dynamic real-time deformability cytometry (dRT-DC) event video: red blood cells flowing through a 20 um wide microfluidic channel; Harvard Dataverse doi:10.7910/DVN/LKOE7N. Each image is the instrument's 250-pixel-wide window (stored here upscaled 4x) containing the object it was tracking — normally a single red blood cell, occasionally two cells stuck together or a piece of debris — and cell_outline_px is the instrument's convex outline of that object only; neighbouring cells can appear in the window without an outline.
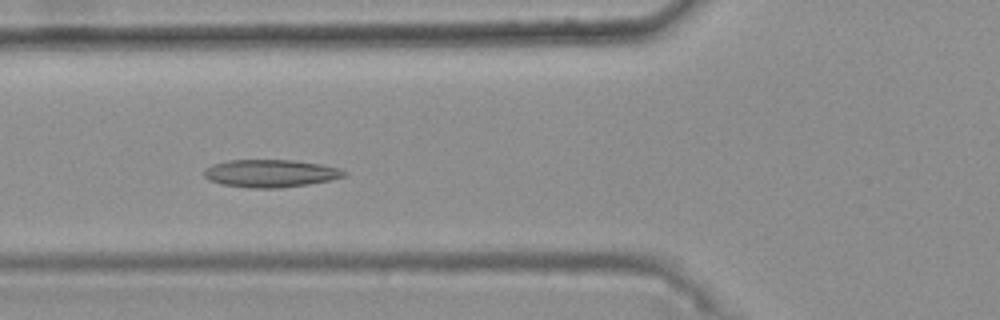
{"species": "common noctule bat (a hibernating species)", "species_latin": "Nyctalus noctula", "temperature_condition": "warm", "stored_images_in_passage": 47, "camera_frame_rate_fps": 3000, "um_per_image_px": 0.085, "animal": {"sex": "female", "body_mass_g": 25.1}, "frame": {"image": 1, "passage_image": 21, "time_ms": 6.667, "image_size_px": [1000, 320], "cell_outline_px": [[348, 176], [308, 184], [280, 188], [248, 188], [220, 184], [208, 180], [204, 176], [204, 168], [212, 164], [228, 160], [292, 160], [320, 164], [340, 168], [348, 172]], "centroid_in_image_um": [22.98, 14.74], "position_along_channel_um": 102.8, "area_um2": 22.77}}
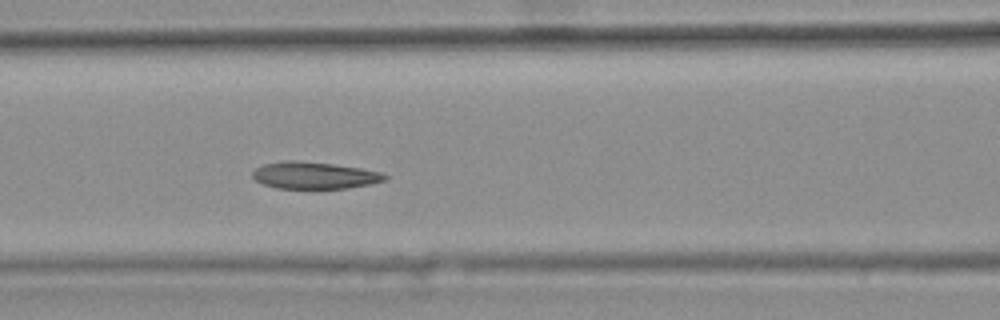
{"frame": {"image": 2, "passage_image": 24, "time_ms": 7.667, "image_size_px": [1000, 320], "cell_outline_px": [[388, 176], [384, 180], [372, 184], [348, 188], [276, 188], [264, 184], [256, 180], [252, 176], [252, 172], [256, 168], [264, 164], [284, 160], [296, 160], [332, 164], [360, 168], [384, 172]], "centroid_in_image_um": [26.74, 14.9], "position_along_channel_um": 139.9, "area_um2": 20.75}}
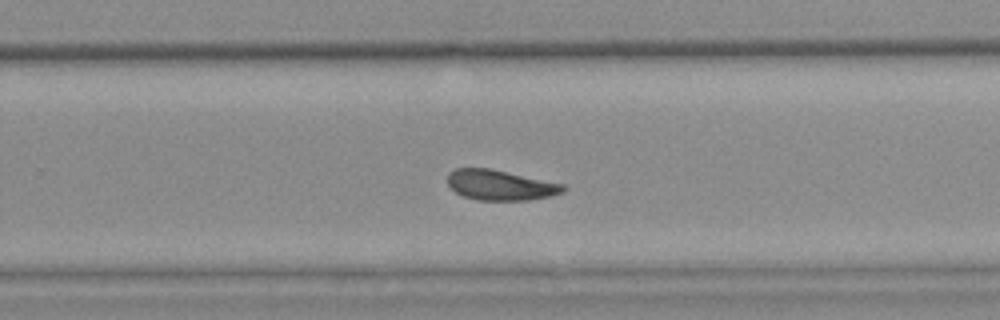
{"frame": {"image": 3, "passage_image": 36, "time_ms": 11.667, "image_size_px": [1000, 320], "cell_outline_px": [[568, 188], [564, 192], [532, 200], [476, 200], [464, 196], [456, 192], [448, 184], [448, 172], [456, 168], [488, 168], [564, 184]], "centroid_in_image_um": [42.53, 15.74], "position_along_channel_um": 287.3, "area_um2": 20.29}, "authors_computed_cell_mechanics": {"area_um2": 21.386, "velocity_mm_per_s": 3.6951, "shape_relaxation_time_tau1_ms": 9.0894, "shape_relaxation_time_tau2_ms": 3.2938, "deformation_change_tau1": 0.1691, "deformation_change_tau2": 0.0881}}